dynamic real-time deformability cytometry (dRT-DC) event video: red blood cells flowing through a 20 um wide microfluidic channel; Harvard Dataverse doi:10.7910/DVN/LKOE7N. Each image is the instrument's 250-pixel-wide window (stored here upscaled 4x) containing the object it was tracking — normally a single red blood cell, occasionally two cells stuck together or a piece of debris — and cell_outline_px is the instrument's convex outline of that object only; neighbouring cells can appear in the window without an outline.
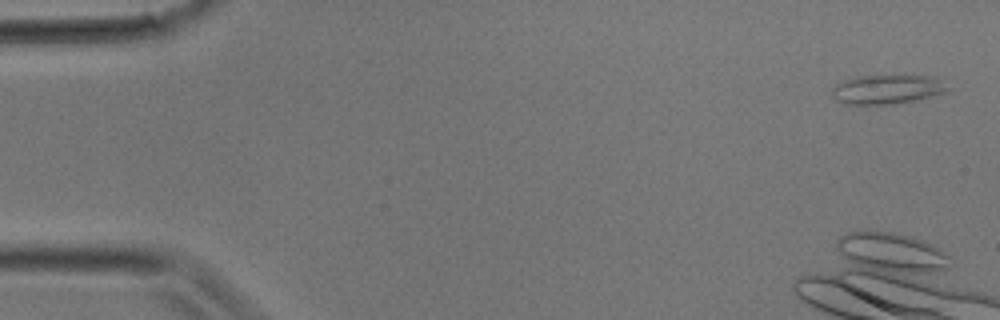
{"species": "common noctule bat (a hibernating species)", "species_latin": "Nyctalus noctula", "temperature_condition": "room temperature", "stored_images_in_passage": 8, "camera_frame_rate_fps": 3000, "um_per_image_px": 0.085, "animal": {"sex": "male", "body_mass_g": 17.9}, "frame": {"image": 1, "passage_image": 1, "time_ms": 0.0, "image_size_px": [1000, 320], "cell_outline_px": [[952, 88], [948, 92], [916, 100], [892, 104], [844, 104], [836, 100], [832, 96], [832, 88], [836, 84], [844, 80], [860, 76], [936, 76]], "centroid_in_image_um": [75.46, 7.6], "position_along_channel_um": 9.5, "area_um2": 19.83}}